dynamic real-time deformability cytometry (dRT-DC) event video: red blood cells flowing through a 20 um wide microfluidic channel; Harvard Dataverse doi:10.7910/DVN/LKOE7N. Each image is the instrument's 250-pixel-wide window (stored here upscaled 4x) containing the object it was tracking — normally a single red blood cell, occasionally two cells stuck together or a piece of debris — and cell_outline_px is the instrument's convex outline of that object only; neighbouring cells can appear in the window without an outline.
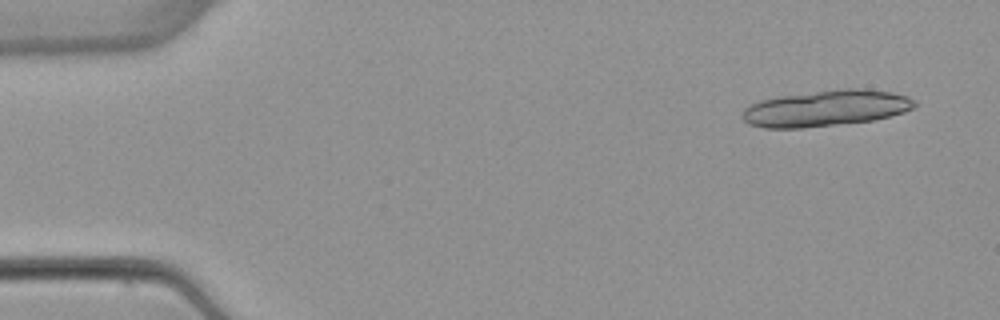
{"species": "common noctule bat (a hibernating species)", "species_latin": "Nyctalus noctula", "temperature_condition": "warm", "stored_images_in_passage": 5, "camera_frame_rate_fps": 3000, "um_per_image_px": 0.085, "animal": {"sex": "female", "body_mass_g": 22.7, "forearm_length_mm": 54.2}, "frame": {"image": 1, "passage_image": 1, "time_ms": 0.0, "image_size_px": [1000, 320], "cell_outline_px": [[916, 108], [904, 112], [872, 120], [804, 128], [764, 128], [748, 124], [744, 120], [744, 108], [760, 100], [784, 96], [844, 88], [860, 88], [892, 92], [908, 96], [916, 100]], "centroid_in_image_um": [70.26, 9.2], "position_along_channel_um": 14.7, "area_um2": 35.95}}
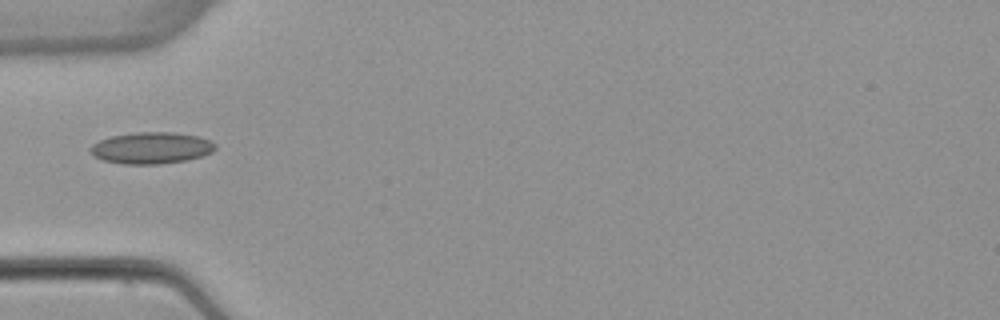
{"frame": {"image": 2, "passage_image": 4, "time_ms": 4.667, "image_size_px": [1000, 320], "cell_outline_px": [[216, 148], [212, 152], [188, 160], [160, 164], [124, 164], [104, 160], [92, 156], [88, 148], [92, 144], [100, 140], [112, 136], [136, 132], [172, 132], [200, 136], [216, 144]], "centroid_in_image_um": [12.85, 12.57], "position_along_channel_um": 72.1, "area_um2": 23.06}}
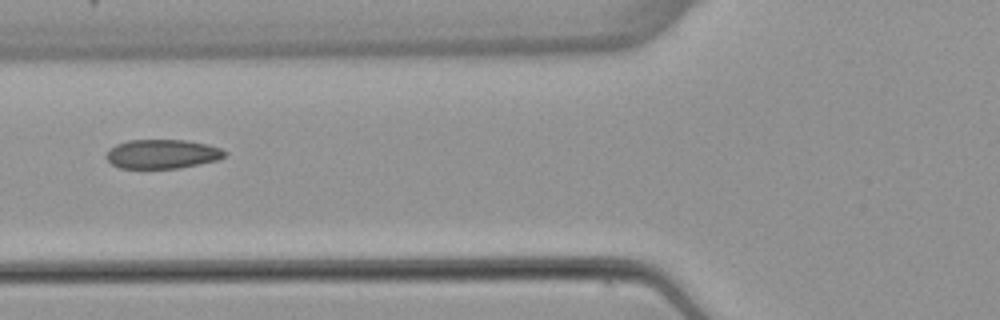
{"frame": {"image": 3, "passage_image": 5, "time_ms": 5.667, "image_size_px": [1000, 320], "cell_outline_px": [[228, 152], [224, 156], [216, 160], [180, 168], [120, 168], [112, 164], [104, 156], [116, 144], [128, 140], [184, 140], [208, 144], [220, 148]], "centroid_in_image_um": [13.79, 13.09], "position_along_channel_um": 112.0, "area_um2": 20.0}}